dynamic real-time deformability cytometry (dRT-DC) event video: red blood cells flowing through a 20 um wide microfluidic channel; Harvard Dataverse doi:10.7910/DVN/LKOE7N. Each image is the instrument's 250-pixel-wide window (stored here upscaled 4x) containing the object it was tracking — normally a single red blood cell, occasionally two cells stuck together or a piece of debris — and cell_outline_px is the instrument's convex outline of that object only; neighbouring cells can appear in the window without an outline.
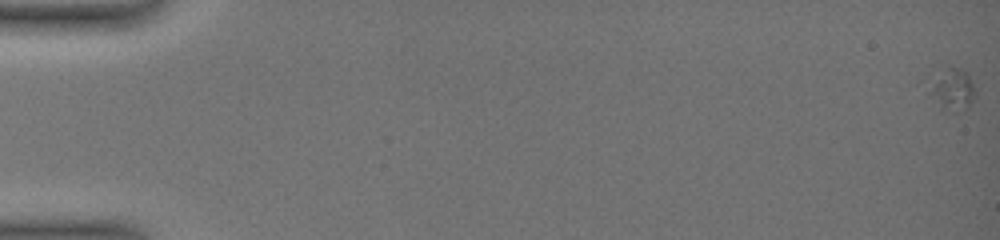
{"species": "common noctule bat (a hibernating species)", "species_latin": "Nyctalus noctula", "temperature_condition": "warm", "stored_images_in_passage": 6, "camera_frame_rate_fps": 3000, "um_per_image_px": 0.085, "animal": {"sex": "female", "body_mass_g": 19.0, "forearm_length_mm": 51.5}, "frame": {"image": 1, "passage_image": 1, "time_ms": 0.0, "image_size_px": [1000, 240], "cell_outline_px": [[976, 96], [968, 108], [956, 112], [948, 112], [928, 92], [936, 80], [948, 68], [960, 68], [968, 72], [976, 92]], "centroid_in_image_um": [81.08, 7.66], "position_along_channel_um": 3.9, "area_um2": 10.58}}